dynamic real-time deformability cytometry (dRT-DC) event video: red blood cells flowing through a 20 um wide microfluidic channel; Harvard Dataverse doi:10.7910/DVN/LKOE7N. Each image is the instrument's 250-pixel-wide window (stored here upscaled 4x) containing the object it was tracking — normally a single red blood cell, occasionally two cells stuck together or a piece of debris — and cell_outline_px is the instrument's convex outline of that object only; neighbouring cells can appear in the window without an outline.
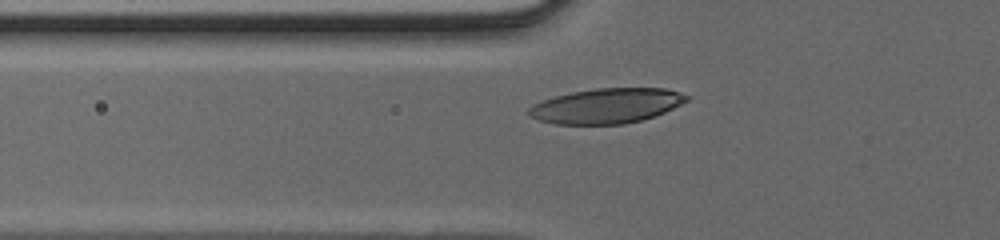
{"species": "human", "species_latin": "Homo sapiens", "temperature_condition": "cold", "stored_images_in_passage": 31, "camera_frame_rate_fps": 3000, "um_per_image_px": 0.085, "donor": {"sex": "male"}, "frame": {"image": 1, "passage_image": 7, "time_ms": 2.0, "image_size_px": [1000, 240], "cell_outline_px": [[688, 100], [664, 112], [640, 120], [624, 124], [552, 124], [528, 116], [528, 108], [532, 104], [556, 96], [572, 92], [596, 88], [664, 88], [680, 92], [688, 96]], "centroid_in_image_um": [51.52, 8.99], "position_along_channel_um": 74.3, "area_um2": 31.96}}
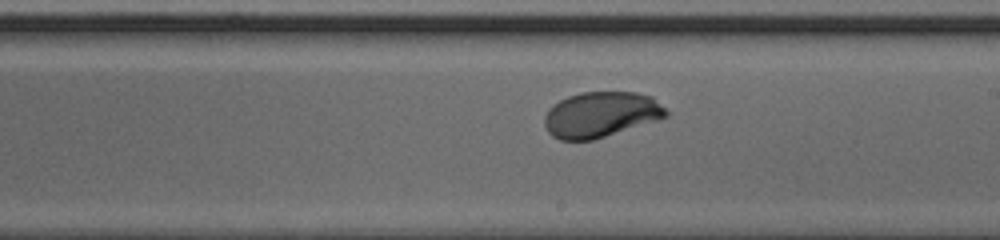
{"frame": {"image": 2, "passage_image": 18, "time_ms": 5.667, "image_size_px": [1000, 240], "cell_outline_px": [[668, 116], [656, 120], [592, 140], [560, 140], [552, 136], [548, 132], [544, 124], [544, 116], [548, 108], [552, 104], [568, 96], [580, 92], [636, 92], [652, 96], [668, 112]], "centroid_in_image_um": [51.03, 9.72], "position_along_channel_um": 238.0, "area_um2": 32.14}}
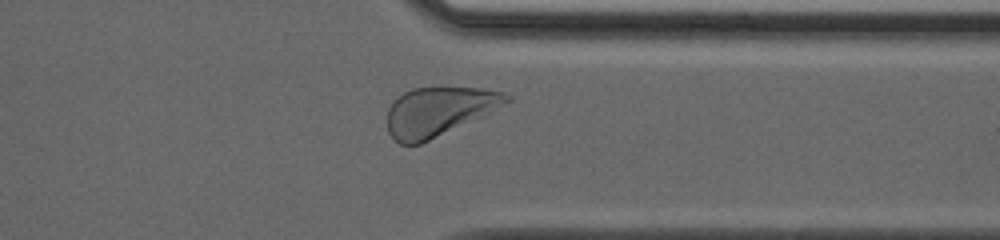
{"frame": {"image": 3, "passage_image": 27, "time_ms": 8.667, "image_size_px": [1000, 240], "cell_outline_px": [[512, 100], [480, 116], [420, 144], [400, 144], [388, 132], [388, 108], [404, 92], [412, 88], [480, 88], [504, 92], [512, 96]], "centroid_in_image_um": [37.28, 9.46], "position_along_channel_um": 374.1, "area_um2": 33.06}}